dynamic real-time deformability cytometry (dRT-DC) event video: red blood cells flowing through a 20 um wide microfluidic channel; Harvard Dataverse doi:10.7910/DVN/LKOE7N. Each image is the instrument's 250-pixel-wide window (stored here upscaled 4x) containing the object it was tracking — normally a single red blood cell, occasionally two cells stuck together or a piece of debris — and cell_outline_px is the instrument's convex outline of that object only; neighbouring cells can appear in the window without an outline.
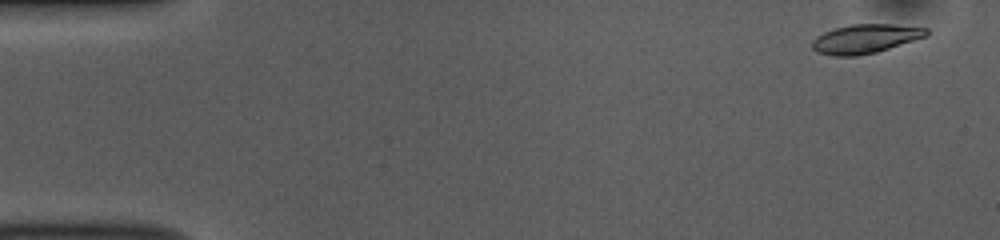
{"species": "common noctule bat (a hibernating species)", "species_latin": "Nyctalus noctula", "temperature_condition": "room temperature", "stored_images_in_passage": 17, "camera_frame_rate_fps": 3000, "um_per_image_px": 0.085, "animal": {"sex": "female", "body_mass_g": 10.0, "forearm_length_mm": 53.1}, "frame": {"image": 1, "passage_image": 3, "time_ms": 0.667, "image_size_px": [1000, 240], "cell_outline_px": [[928, 36], [876, 52], [856, 56], [832, 56], [816, 52], [812, 48], [812, 40], [816, 36], [824, 32], [836, 28], [852, 24], [892, 24], [928, 28]], "centroid_in_image_um": [73.54, 3.3], "position_along_channel_um": 11.5, "area_um2": 19.36}}
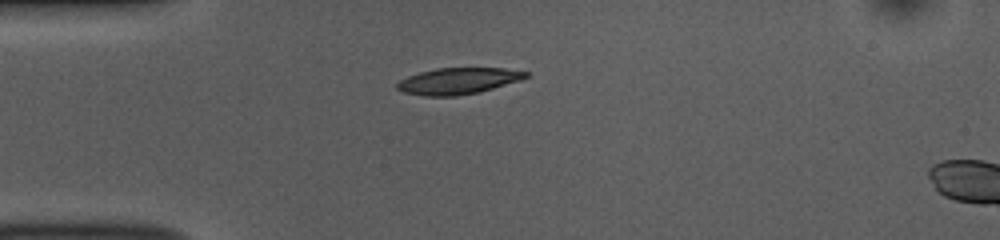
{"frame": {"image": 2, "passage_image": 14, "time_ms": 4.333, "image_size_px": [1000, 240], "cell_outline_px": [[528, 76], [520, 80], [480, 92], [456, 96], [424, 96], [404, 92], [396, 88], [396, 84], [400, 80], [408, 76], [420, 72], [436, 68], [504, 68], [528, 72]], "centroid_in_image_um": [38.93, 6.88], "position_along_channel_um": 46.1, "area_um2": 19.71}}